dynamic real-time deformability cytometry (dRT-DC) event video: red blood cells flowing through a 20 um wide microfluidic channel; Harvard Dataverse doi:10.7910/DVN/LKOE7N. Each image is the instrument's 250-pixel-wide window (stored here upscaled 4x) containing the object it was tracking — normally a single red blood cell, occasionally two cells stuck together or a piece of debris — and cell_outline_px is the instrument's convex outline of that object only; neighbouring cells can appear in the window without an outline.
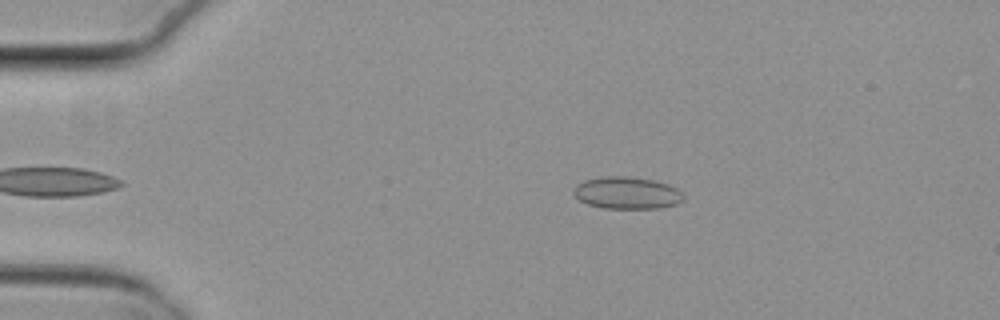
{"species": "common noctule bat (a hibernating species)", "species_latin": "Nyctalus noctula", "temperature_condition": "cold", "stored_images_in_passage": 42, "camera_frame_rate_fps": 3000, "um_per_image_px": 0.085, "animal": {"sex": "female", "body_mass_g": 29.2, "forearm_length_mm": 56.3}, "frame": {"image": 1, "passage_image": 4, "time_ms": 1.0, "image_size_px": [1000, 320], "cell_outline_px": [[684, 200], [676, 204], [660, 208], [604, 208], [588, 204], [580, 200], [572, 192], [572, 188], [576, 184], [584, 180], [604, 176], [624, 176], [652, 180], [668, 184], [676, 188], [684, 196]], "centroid_in_image_um": [53.27, 16.39], "position_along_channel_um": 31.7, "area_um2": 20.52}}